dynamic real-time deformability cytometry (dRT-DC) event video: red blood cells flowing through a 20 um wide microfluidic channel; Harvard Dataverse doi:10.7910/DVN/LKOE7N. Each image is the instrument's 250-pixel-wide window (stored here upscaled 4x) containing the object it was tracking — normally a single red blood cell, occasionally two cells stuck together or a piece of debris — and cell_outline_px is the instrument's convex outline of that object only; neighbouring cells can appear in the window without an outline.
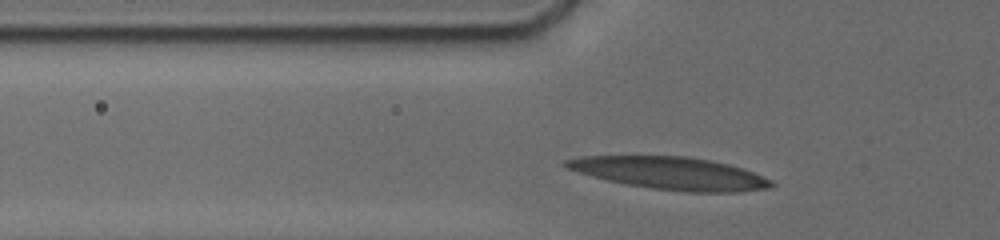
{"species": "human", "species_latin": "Homo sapiens", "temperature_condition": "cold", "stored_images_in_passage": 26, "camera_frame_rate_fps": 3000, "um_per_image_px": 0.085, "donor": {"sex": "male"}, "frame": {"image": 1, "passage_image": 3, "time_ms": 1.0, "image_size_px": [1000, 240], "cell_outline_px": [[776, 184], [768, 188], [740, 192], [684, 192], [652, 188], [628, 184], [608, 180], [592, 176], [568, 168], [560, 164], [564, 160], [584, 156], [688, 156], [728, 164], [752, 172], [772, 180]], "centroid_in_image_um": [56.99, 14.72], "position_along_channel_um": 68.8, "area_um2": 38.55}}
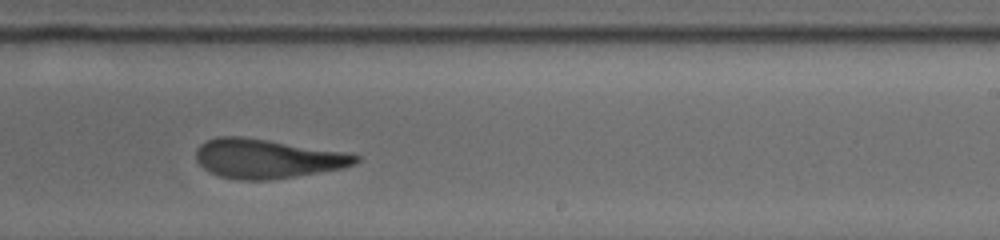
{"frame": {"image": 2, "passage_image": 16, "time_ms": 6.333, "image_size_px": [1000, 240], "cell_outline_px": [[360, 160], [356, 164], [344, 168], [296, 176], [268, 180], [240, 180], [220, 176], [204, 168], [196, 160], [196, 148], [200, 144], [208, 140], [220, 136], [240, 136], [268, 140], [340, 152], [360, 156]], "centroid_in_image_um": [22.68, 13.49], "position_along_channel_um": 266.3, "area_um2": 36.07}}
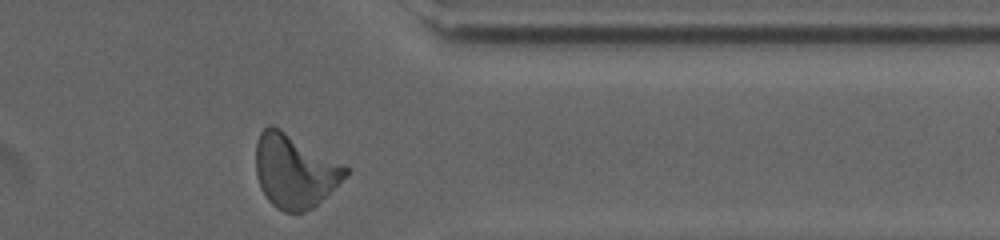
{"frame": {"image": 3, "passage_image": 26, "time_ms": 9.667, "image_size_px": [1000, 240], "cell_outline_px": [[348, 176], [312, 208], [304, 212], [284, 212], [276, 208], [268, 200], [260, 188], [256, 176], [256, 140], [260, 132], [268, 124], [272, 124], [280, 128], [348, 168]], "centroid_in_image_um": [25.0, 14.54], "position_along_channel_um": 386.4, "area_um2": 38.21}, "authors_computed_cell_mechanics": {"area_um2": 36.8475, "velocity_mm_per_s": 3.767, "shape_relaxation_time_tau1_ms": 5.528, "shape_relaxation_time_tau2_ms": 2.1299, "deformation_change_tau1": 0.2083, "deformation_change_tau2": 0.1134}}